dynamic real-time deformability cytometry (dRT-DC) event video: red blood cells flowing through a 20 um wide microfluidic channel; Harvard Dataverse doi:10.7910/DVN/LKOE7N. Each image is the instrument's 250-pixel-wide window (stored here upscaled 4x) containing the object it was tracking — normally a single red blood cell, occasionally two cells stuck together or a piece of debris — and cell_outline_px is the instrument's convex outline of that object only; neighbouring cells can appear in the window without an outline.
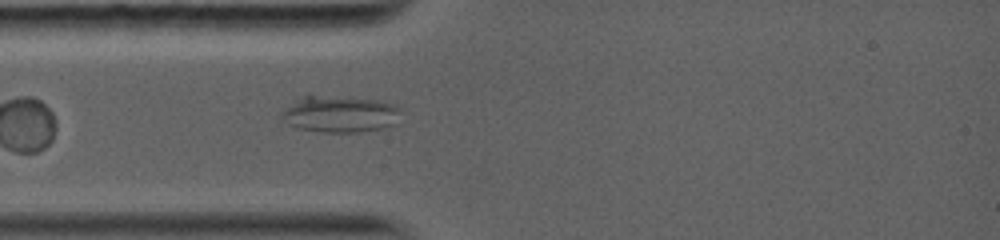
{"species": "common noctule bat (a hibernating species)", "species_latin": "Nyctalus noctula", "temperature_condition": "warm", "stored_images_in_passage": 6, "camera_frame_rate_fps": 5000, "um_per_image_px": 0.085, "animal": {"sex": "female", "body_mass_g": 19.0, "forearm_length_mm": 56.7}, "frame": {"image": 1, "passage_image": 3, "time_ms": 1.2, "image_size_px": [1000, 240], "cell_outline_px": [[400, 108], [392, 124], [384, 128], [356, 132], [320, 132], [296, 128], [288, 124], [280, 116], [280, 112], [296, 100], [308, 92], [380, 100], [396, 104]], "centroid_in_image_um": [28.81, 9.65], "position_along_channel_um": 56.2, "area_um2": 26.01}}
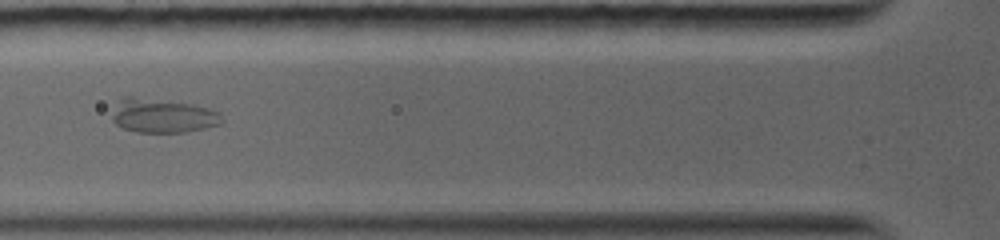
{"frame": {"image": 2, "passage_image": 5, "time_ms": 2.6, "image_size_px": [1000, 240], "cell_outline_px": [[224, 124], [184, 132], [136, 132], [124, 128], [116, 124], [112, 120], [112, 116], [120, 96], [132, 96], [192, 104], [208, 108], [220, 112], [224, 120]], "centroid_in_image_um": [13.85, 9.83], "position_along_channel_um": 112.0, "area_um2": 21.91}}